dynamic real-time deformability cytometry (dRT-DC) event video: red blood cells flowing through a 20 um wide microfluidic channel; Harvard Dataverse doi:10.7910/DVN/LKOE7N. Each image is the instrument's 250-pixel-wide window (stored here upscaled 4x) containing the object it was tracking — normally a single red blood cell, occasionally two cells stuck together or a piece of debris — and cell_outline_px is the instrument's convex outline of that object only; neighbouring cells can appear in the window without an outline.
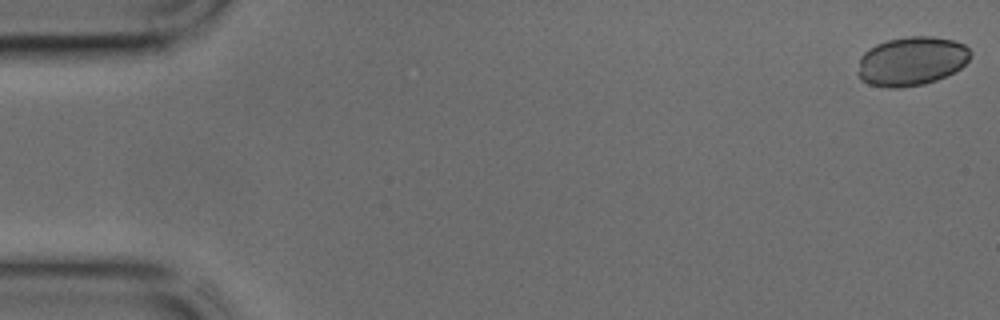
{"species": "common noctule bat (a hibernating species)", "species_latin": "Nyctalus noctula", "temperature_condition": "cold", "stored_images_in_passage": 44, "camera_frame_rate_fps": 3000, "um_per_image_px": 0.085, "animal": {"sex": "male", "body_mass_g": 17.9, "forearm_length_mm": 54.2}, "frame": {"image": 1, "passage_image": 1, "time_ms": 0.0, "image_size_px": [1000, 320], "cell_outline_px": [[972, 56], [960, 68], [936, 80], [924, 84], [900, 88], [888, 88], [868, 84], [860, 80], [860, 56], [868, 48], [876, 44], [888, 40], [908, 36], [932, 36], [956, 40], [964, 44], [972, 52]], "centroid_in_image_um": [77.5, 5.19], "position_along_channel_um": 7.5, "area_um2": 32.19}}
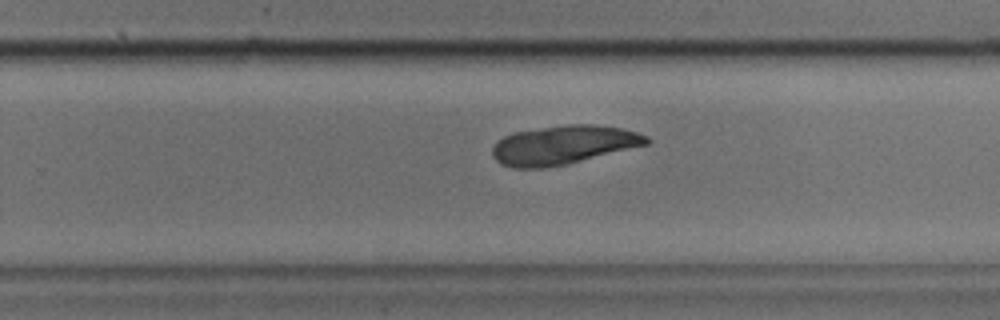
{"frame": {"image": 2, "passage_image": 28, "time_ms": 9.0, "image_size_px": [1000, 320], "cell_outline_px": [[652, 140], [648, 144], [568, 164], [544, 168], [512, 168], [500, 164], [492, 156], [492, 148], [504, 136], [512, 132], [568, 124], [596, 124], [620, 128], [636, 132], [648, 136]], "centroid_in_image_um": [47.89, 12.32], "position_along_channel_um": 281.9, "area_um2": 34.97}}
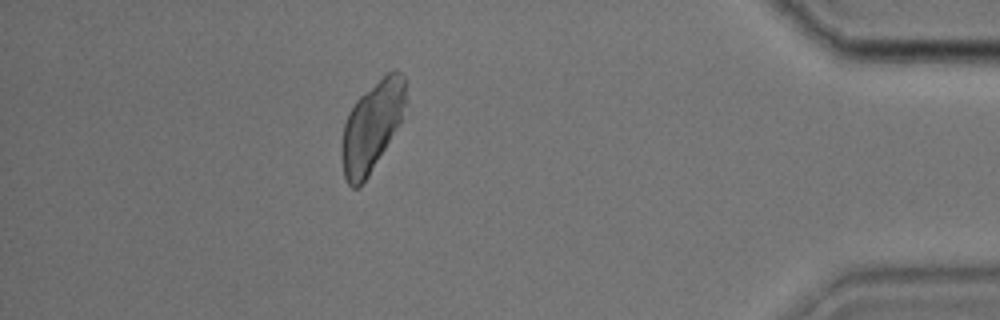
{"frame": {"image": 3, "passage_image": 39, "time_ms": 12.667, "image_size_px": [1000, 320], "cell_outline_px": [[404, 104], [400, 120], [368, 176], [356, 188], [352, 188], [348, 184], [344, 176], [340, 152], [344, 124], [348, 112], [356, 100], [364, 92], [388, 72], [400, 72], [404, 76]], "centroid_in_image_um": [31.54, 10.76], "position_along_channel_um": 403.7, "area_um2": 32.31}}